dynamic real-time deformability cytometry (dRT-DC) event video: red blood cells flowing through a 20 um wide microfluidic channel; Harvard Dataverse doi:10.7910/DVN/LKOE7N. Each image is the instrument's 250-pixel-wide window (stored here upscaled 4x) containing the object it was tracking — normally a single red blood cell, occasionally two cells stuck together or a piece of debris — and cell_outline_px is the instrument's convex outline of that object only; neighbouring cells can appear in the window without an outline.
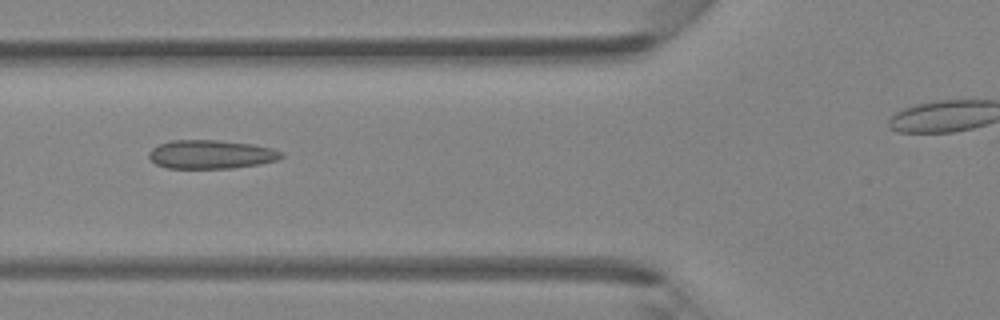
{"species": "Egyptian fruit bat (a non-hibernating species)", "species_latin": "Rousettus aegyptiacus", "temperature_condition": "room temperature", "stored_images_in_passage": 26, "camera_frame_rate_fps": 3000, "um_per_image_px": 0.085, "animal": {"sex": "female"}, "frame": {"image": 1, "passage_image": 3, "time_ms": 0.667, "image_size_px": [1000, 320], "cell_outline_px": [[284, 156], [276, 160], [260, 164], [232, 168], [168, 168], [156, 164], [148, 156], [148, 152], [152, 148], [160, 144], [172, 140], [216, 140], [252, 144], [272, 148], [284, 152]], "centroid_in_image_um": [17.95, 13.12], "position_along_channel_um": 107.8, "area_um2": 22.14}}
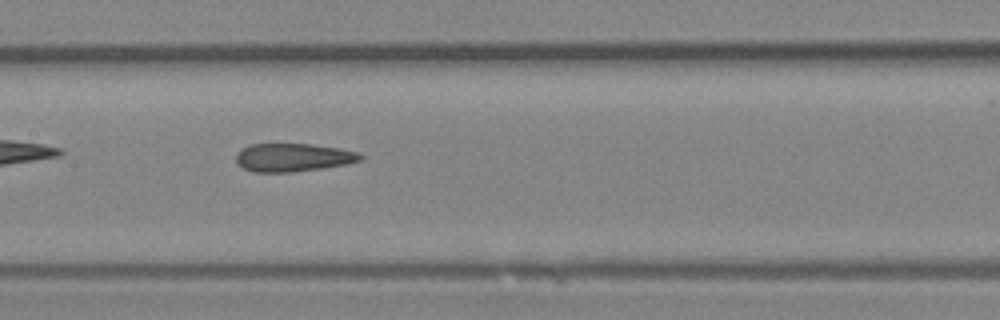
{"frame": {"image": 2, "passage_image": 8, "time_ms": 2.333, "image_size_px": [1000, 320], "cell_outline_px": [[364, 156], [360, 160], [348, 164], [292, 172], [252, 172], [236, 164], [236, 152], [248, 144], [312, 144], [340, 148], [360, 152]], "centroid_in_image_um": [24.9, 13.38], "position_along_channel_um": 182.5, "area_um2": 20.63}}
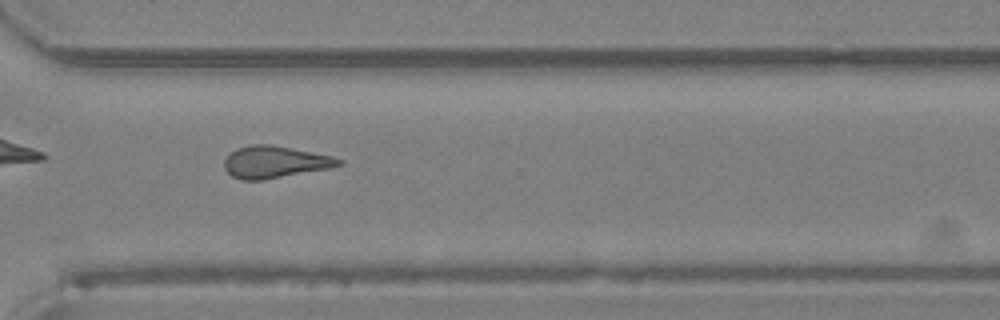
{"frame": {"image": 3, "passage_image": 19, "time_ms": 6.0, "image_size_px": [1000, 320], "cell_outline_px": [[344, 164], [328, 168], [264, 180], [240, 180], [232, 176], [224, 168], [224, 160], [236, 148], [252, 144], [272, 144], [332, 156], [344, 160]], "centroid_in_image_um": [23.36, 13.77], "position_along_channel_um": 347.2, "area_um2": 21.33}}